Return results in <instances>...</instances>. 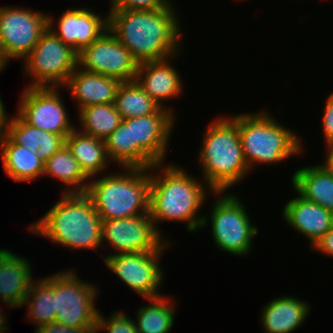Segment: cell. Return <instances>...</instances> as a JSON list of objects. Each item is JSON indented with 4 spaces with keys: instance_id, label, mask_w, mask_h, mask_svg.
Returning <instances> with one entry per match:
<instances>
[{
    "instance_id": "cell-14",
    "label": "cell",
    "mask_w": 333,
    "mask_h": 333,
    "mask_svg": "<svg viewBox=\"0 0 333 333\" xmlns=\"http://www.w3.org/2000/svg\"><path fill=\"white\" fill-rule=\"evenodd\" d=\"M106 243L116 254L155 252L166 242L156 229L149 214L102 221V244ZM115 249V250H114Z\"/></svg>"
},
{
    "instance_id": "cell-35",
    "label": "cell",
    "mask_w": 333,
    "mask_h": 333,
    "mask_svg": "<svg viewBox=\"0 0 333 333\" xmlns=\"http://www.w3.org/2000/svg\"><path fill=\"white\" fill-rule=\"evenodd\" d=\"M96 327H69L57 322L38 327L36 333H95Z\"/></svg>"
},
{
    "instance_id": "cell-34",
    "label": "cell",
    "mask_w": 333,
    "mask_h": 333,
    "mask_svg": "<svg viewBox=\"0 0 333 333\" xmlns=\"http://www.w3.org/2000/svg\"><path fill=\"white\" fill-rule=\"evenodd\" d=\"M322 128L326 145H333V92L326 98L325 107L323 108Z\"/></svg>"
},
{
    "instance_id": "cell-22",
    "label": "cell",
    "mask_w": 333,
    "mask_h": 333,
    "mask_svg": "<svg viewBox=\"0 0 333 333\" xmlns=\"http://www.w3.org/2000/svg\"><path fill=\"white\" fill-rule=\"evenodd\" d=\"M104 143L111 163L121 168L149 169L157 164L139 145H132L131 118L123 119Z\"/></svg>"
},
{
    "instance_id": "cell-1",
    "label": "cell",
    "mask_w": 333,
    "mask_h": 333,
    "mask_svg": "<svg viewBox=\"0 0 333 333\" xmlns=\"http://www.w3.org/2000/svg\"><path fill=\"white\" fill-rule=\"evenodd\" d=\"M171 3L157 10L110 9L109 31L140 63L171 60L182 54V27ZM181 53V54H180Z\"/></svg>"
},
{
    "instance_id": "cell-17",
    "label": "cell",
    "mask_w": 333,
    "mask_h": 333,
    "mask_svg": "<svg viewBox=\"0 0 333 333\" xmlns=\"http://www.w3.org/2000/svg\"><path fill=\"white\" fill-rule=\"evenodd\" d=\"M183 79L177 69L170 64V59L140 63L135 81L161 108L172 113L174 109L165 107L164 100L177 99L183 94Z\"/></svg>"
},
{
    "instance_id": "cell-10",
    "label": "cell",
    "mask_w": 333,
    "mask_h": 333,
    "mask_svg": "<svg viewBox=\"0 0 333 333\" xmlns=\"http://www.w3.org/2000/svg\"><path fill=\"white\" fill-rule=\"evenodd\" d=\"M48 28V14L24 7H0V47L6 60L24 59Z\"/></svg>"
},
{
    "instance_id": "cell-39",
    "label": "cell",
    "mask_w": 333,
    "mask_h": 333,
    "mask_svg": "<svg viewBox=\"0 0 333 333\" xmlns=\"http://www.w3.org/2000/svg\"><path fill=\"white\" fill-rule=\"evenodd\" d=\"M8 61L6 60V58L4 57L1 47H0V72L4 71V69L6 68V66L8 65Z\"/></svg>"
},
{
    "instance_id": "cell-38",
    "label": "cell",
    "mask_w": 333,
    "mask_h": 333,
    "mask_svg": "<svg viewBox=\"0 0 333 333\" xmlns=\"http://www.w3.org/2000/svg\"><path fill=\"white\" fill-rule=\"evenodd\" d=\"M4 102L2 101L0 97V136L5 133L6 126L9 120L8 112L5 109Z\"/></svg>"
},
{
    "instance_id": "cell-2",
    "label": "cell",
    "mask_w": 333,
    "mask_h": 333,
    "mask_svg": "<svg viewBox=\"0 0 333 333\" xmlns=\"http://www.w3.org/2000/svg\"><path fill=\"white\" fill-rule=\"evenodd\" d=\"M164 164H155L149 168V215L156 229L163 237L165 234L158 224L164 221L184 222L190 232L201 229L204 215H199V212L213 190L205 182L188 174L182 166Z\"/></svg>"
},
{
    "instance_id": "cell-25",
    "label": "cell",
    "mask_w": 333,
    "mask_h": 333,
    "mask_svg": "<svg viewBox=\"0 0 333 333\" xmlns=\"http://www.w3.org/2000/svg\"><path fill=\"white\" fill-rule=\"evenodd\" d=\"M75 128L66 138L65 144L78 161L81 170L91 180L108 170L111 164L104 140L85 134ZM107 169V170H106Z\"/></svg>"
},
{
    "instance_id": "cell-18",
    "label": "cell",
    "mask_w": 333,
    "mask_h": 333,
    "mask_svg": "<svg viewBox=\"0 0 333 333\" xmlns=\"http://www.w3.org/2000/svg\"><path fill=\"white\" fill-rule=\"evenodd\" d=\"M283 206V218L287 225L302 233L310 248L333 227V213L319 204L305 200L298 193Z\"/></svg>"
},
{
    "instance_id": "cell-20",
    "label": "cell",
    "mask_w": 333,
    "mask_h": 333,
    "mask_svg": "<svg viewBox=\"0 0 333 333\" xmlns=\"http://www.w3.org/2000/svg\"><path fill=\"white\" fill-rule=\"evenodd\" d=\"M122 81L101 74L84 71L77 67L64 86L75 99L80 110L96 104L114 103Z\"/></svg>"
},
{
    "instance_id": "cell-11",
    "label": "cell",
    "mask_w": 333,
    "mask_h": 333,
    "mask_svg": "<svg viewBox=\"0 0 333 333\" xmlns=\"http://www.w3.org/2000/svg\"><path fill=\"white\" fill-rule=\"evenodd\" d=\"M58 90L60 87L25 86L16 114L32 127L66 138L76 126Z\"/></svg>"
},
{
    "instance_id": "cell-19",
    "label": "cell",
    "mask_w": 333,
    "mask_h": 333,
    "mask_svg": "<svg viewBox=\"0 0 333 333\" xmlns=\"http://www.w3.org/2000/svg\"><path fill=\"white\" fill-rule=\"evenodd\" d=\"M30 260L0 249V300L10 308H20L33 282Z\"/></svg>"
},
{
    "instance_id": "cell-3",
    "label": "cell",
    "mask_w": 333,
    "mask_h": 333,
    "mask_svg": "<svg viewBox=\"0 0 333 333\" xmlns=\"http://www.w3.org/2000/svg\"><path fill=\"white\" fill-rule=\"evenodd\" d=\"M28 228V232L70 250L103 247L102 220L86 193H62L59 201Z\"/></svg>"
},
{
    "instance_id": "cell-15",
    "label": "cell",
    "mask_w": 333,
    "mask_h": 333,
    "mask_svg": "<svg viewBox=\"0 0 333 333\" xmlns=\"http://www.w3.org/2000/svg\"><path fill=\"white\" fill-rule=\"evenodd\" d=\"M53 20L49 14L48 28L50 31L77 53L90 46L108 30V13L101 16L86 7L66 10L57 20V30L54 27L56 20Z\"/></svg>"
},
{
    "instance_id": "cell-24",
    "label": "cell",
    "mask_w": 333,
    "mask_h": 333,
    "mask_svg": "<svg viewBox=\"0 0 333 333\" xmlns=\"http://www.w3.org/2000/svg\"><path fill=\"white\" fill-rule=\"evenodd\" d=\"M291 181L294 193L333 213V176L322 165L303 166L297 169Z\"/></svg>"
},
{
    "instance_id": "cell-23",
    "label": "cell",
    "mask_w": 333,
    "mask_h": 333,
    "mask_svg": "<svg viewBox=\"0 0 333 333\" xmlns=\"http://www.w3.org/2000/svg\"><path fill=\"white\" fill-rule=\"evenodd\" d=\"M4 134L14 144L37 153L44 162L65 145V138L62 135L32 127L18 115L10 116Z\"/></svg>"
},
{
    "instance_id": "cell-37",
    "label": "cell",
    "mask_w": 333,
    "mask_h": 333,
    "mask_svg": "<svg viewBox=\"0 0 333 333\" xmlns=\"http://www.w3.org/2000/svg\"><path fill=\"white\" fill-rule=\"evenodd\" d=\"M328 148V150H327ZM326 156H325V161L320 165L323 166V168L330 174L333 176V145H329L326 147Z\"/></svg>"
},
{
    "instance_id": "cell-4",
    "label": "cell",
    "mask_w": 333,
    "mask_h": 333,
    "mask_svg": "<svg viewBox=\"0 0 333 333\" xmlns=\"http://www.w3.org/2000/svg\"><path fill=\"white\" fill-rule=\"evenodd\" d=\"M198 161L203 182L213 192H226L250 172L244 158L237 114L216 118L204 132Z\"/></svg>"
},
{
    "instance_id": "cell-28",
    "label": "cell",
    "mask_w": 333,
    "mask_h": 333,
    "mask_svg": "<svg viewBox=\"0 0 333 333\" xmlns=\"http://www.w3.org/2000/svg\"><path fill=\"white\" fill-rule=\"evenodd\" d=\"M22 306H27L28 321L36 328L56 322L55 314V274L33 280Z\"/></svg>"
},
{
    "instance_id": "cell-33",
    "label": "cell",
    "mask_w": 333,
    "mask_h": 333,
    "mask_svg": "<svg viewBox=\"0 0 333 333\" xmlns=\"http://www.w3.org/2000/svg\"><path fill=\"white\" fill-rule=\"evenodd\" d=\"M110 9L157 10L168 7L171 0H110Z\"/></svg>"
},
{
    "instance_id": "cell-32",
    "label": "cell",
    "mask_w": 333,
    "mask_h": 333,
    "mask_svg": "<svg viewBox=\"0 0 333 333\" xmlns=\"http://www.w3.org/2000/svg\"><path fill=\"white\" fill-rule=\"evenodd\" d=\"M99 311L95 333L101 330L107 333H138L134 318L131 319L127 313L122 311H112L113 313L105 316ZM109 316V317H108Z\"/></svg>"
},
{
    "instance_id": "cell-6",
    "label": "cell",
    "mask_w": 333,
    "mask_h": 333,
    "mask_svg": "<svg viewBox=\"0 0 333 333\" xmlns=\"http://www.w3.org/2000/svg\"><path fill=\"white\" fill-rule=\"evenodd\" d=\"M275 120L267 110L237 113L240 143L251 171L258 163L272 165L286 161L304 149L301 138Z\"/></svg>"
},
{
    "instance_id": "cell-8",
    "label": "cell",
    "mask_w": 333,
    "mask_h": 333,
    "mask_svg": "<svg viewBox=\"0 0 333 333\" xmlns=\"http://www.w3.org/2000/svg\"><path fill=\"white\" fill-rule=\"evenodd\" d=\"M22 63L23 75L33 79L27 87H64L78 67V53L47 28Z\"/></svg>"
},
{
    "instance_id": "cell-36",
    "label": "cell",
    "mask_w": 333,
    "mask_h": 333,
    "mask_svg": "<svg viewBox=\"0 0 333 333\" xmlns=\"http://www.w3.org/2000/svg\"><path fill=\"white\" fill-rule=\"evenodd\" d=\"M333 257V227L329 229L310 249Z\"/></svg>"
},
{
    "instance_id": "cell-9",
    "label": "cell",
    "mask_w": 333,
    "mask_h": 333,
    "mask_svg": "<svg viewBox=\"0 0 333 333\" xmlns=\"http://www.w3.org/2000/svg\"><path fill=\"white\" fill-rule=\"evenodd\" d=\"M76 270L55 274L56 322L69 327H96L99 309L95 306L98 288L80 280Z\"/></svg>"
},
{
    "instance_id": "cell-30",
    "label": "cell",
    "mask_w": 333,
    "mask_h": 333,
    "mask_svg": "<svg viewBox=\"0 0 333 333\" xmlns=\"http://www.w3.org/2000/svg\"><path fill=\"white\" fill-rule=\"evenodd\" d=\"M78 114L80 131L102 140L123 121L114 103L86 106L81 108Z\"/></svg>"
},
{
    "instance_id": "cell-27",
    "label": "cell",
    "mask_w": 333,
    "mask_h": 333,
    "mask_svg": "<svg viewBox=\"0 0 333 333\" xmlns=\"http://www.w3.org/2000/svg\"><path fill=\"white\" fill-rule=\"evenodd\" d=\"M43 176L61 180L66 184L61 192L66 194L86 193L90 180L81 170L78 161L66 144L44 162Z\"/></svg>"
},
{
    "instance_id": "cell-13",
    "label": "cell",
    "mask_w": 333,
    "mask_h": 333,
    "mask_svg": "<svg viewBox=\"0 0 333 333\" xmlns=\"http://www.w3.org/2000/svg\"><path fill=\"white\" fill-rule=\"evenodd\" d=\"M138 62L109 29L78 53V67L122 82L135 81Z\"/></svg>"
},
{
    "instance_id": "cell-5",
    "label": "cell",
    "mask_w": 333,
    "mask_h": 333,
    "mask_svg": "<svg viewBox=\"0 0 333 333\" xmlns=\"http://www.w3.org/2000/svg\"><path fill=\"white\" fill-rule=\"evenodd\" d=\"M148 170L122 168L121 173H105L100 179L91 178L86 194L92 199L102 221L149 214Z\"/></svg>"
},
{
    "instance_id": "cell-12",
    "label": "cell",
    "mask_w": 333,
    "mask_h": 333,
    "mask_svg": "<svg viewBox=\"0 0 333 333\" xmlns=\"http://www.w3.org/2000/svg\"><path fill=\"white\" fill-rule=\"evenodd\" d=\"M168 241L155 252L124 253L104 255L103 262L117 275L130 290L143 298L157 297L159 287L164 281V271L161 268L160 257L167 250Z\"/></svg>"
},
{
    "instance_id": "cell-21",
    "label": "cell",
    "mask_w": 333,
    "mask_h": 333,
    "mask_svg": "<svg viewBox=\"0 0 333 333\" xmlns=\"http://www.w3.org/2000/svg\"><path fill=\"white\" fill-rule=\"evenodd\" d=\"M261 310L264 333H293L309 316L310 304L293 295L274 298Z\"/></svg>"
},
{
    "instance_id": "cell-7",
    "label": "cell",
    "mask_w": 333,
    "mask_h": 333,
    "mask_svg": "<svg viewBox=\"0 0 333 333\" xmlns=\"http://www.w3.org/2000/svg\"><path fill=\"white\" fill-rule=\"evenodd\" d=\"M226 193L213 192L217 197L210 207V215H204L201 228H205L211 220V234L218 250L245 257L253 248L252 241L257 236L258 228L252 225L240 197L235 193Z\"/></svg>"
},
{
    "instance_id": "cell-16",
    "label": "cell",
    "mask_w": 333,
    "mask_h": 333,
    "mask_svg": "<svg viewBox=\"0 0 333 333\" xmlns=\"http://www.w3.org/2000/svg\"><path fill=\"white\" fill-rule=\"evenodd\" d=\"M175 119L176 115L167 108L131 118L132 145H139L157 164L164 163Z\"/></svg>"
},
{
    "instance_id": "cell-26",
    "label": "cell",
    "mask_w": 333,
    "mask_h": 333,
    "mask_svg": "<svg viewBox=\"0 0 333 333\" xmlns=\"http://www.w3.org/2000/svg\"><path fill=\"white\" fill-rule=\"evenodd\" d=\"M0 154L5 174L13 181L32 182L43 176L44 161L37 153L14 144L5 134L0 136Z\"/></svg>"
},
{
    "instance_id": "cell-31",
    "label": "cell",
    "mask_w": 333,
    "mask_h": 333,
    "mask_svg": "<svg viewBox=\"0 0 333 333\" xmlns=\"http://www.w3.org/2000/svg\"><path fill=\"white\" fill-rule=\"evenodd\" d=\"M114 106L123 119L152 115L161 109L136 81L122 82Z\"/></svg>"
},
{
    "instance_id": "cell-29",
    "label": "cell",
    "mask_w": 333,
    "mask_h": 333,
    "mask_svg": "<svg viewBox=\"0 0 333 333\" xmlns=\"http://www.w3.org/2000/svg\"><path fill=\"white\" fill-rule=\"evenodd\" d=\"M145 300L149 301L148 305L136 313L138 333H169L174 325L176 299L160 295Z\"/></svg>"
}]
</instances>
